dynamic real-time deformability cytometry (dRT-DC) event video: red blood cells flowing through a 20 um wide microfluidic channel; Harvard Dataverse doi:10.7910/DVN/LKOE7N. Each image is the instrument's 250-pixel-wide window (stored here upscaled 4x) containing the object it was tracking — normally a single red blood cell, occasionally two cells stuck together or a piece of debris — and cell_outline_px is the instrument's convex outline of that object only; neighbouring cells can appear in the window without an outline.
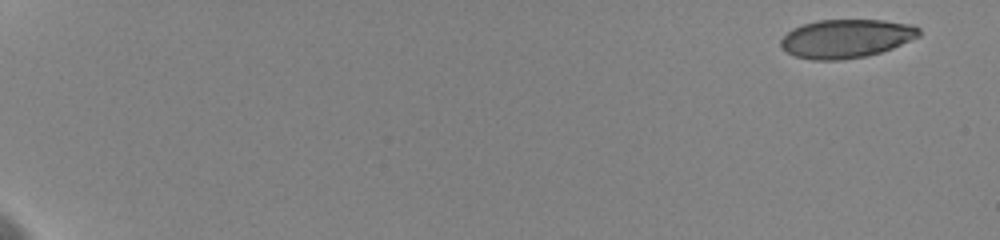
{"species": "human", "species_latin": "Homo sapiens", "temperature_condition": "cold", "stored_images_in_passage": 61, "camera_frame_rate_fps": 3000, "um_per_image_px": 0.085, "donor": {"sex": "female"}, "frame": {"image": 1, "passage_image": 1, "time_ms": 0.0, "image_size_px": [1000, 240], "cell_outline_px": [[920, 36], [892, 48], [880, 52], [864, 56], [840, 60], [812, 60], [796, 56], [788, 52], [780, 44], [780, 40], [792, 28], [804, 24], [820, 20], [884, 20], [912, 24], [920, 28]], "centroid_in_image_um": [71.95, 3.27], "position_along_channel_um": 13.1, "area_um2": 30.92}}
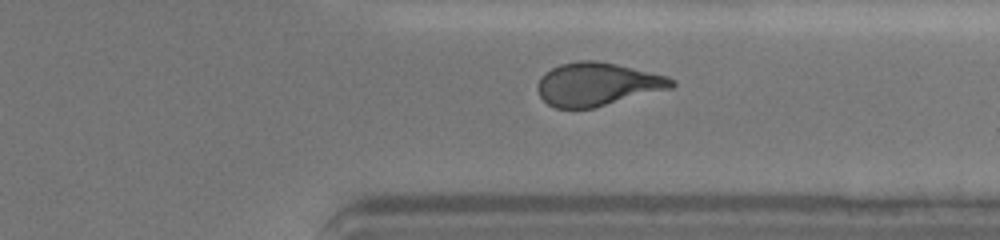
{"frame": {"image": 2, "passage_image": 46, "time_ms": 15.0, "image_size_px": [1000, 240], "cell_outline_px": [[676, 84], [672, 88], [592, 108], [556, 108], [548, 104], [540, 96], [536, 88], [536, 84], [540, 76], [544, 72], [560, 64], [576, 60], [596, 60], [616, 64], [668, 76], [676, 80]], "centroid_in_image_um": [50.75, 7.15], "position_along_channel_um": 360.6, "area_um2": 33.87}}
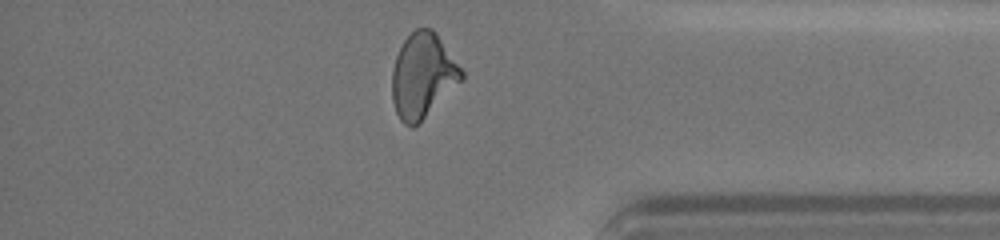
{"frame": {"image": 3, "passage_image": 53, "time_ms": 16.333, "image_size_px": [1000, 240], "cell_outline_px": [[464, 76], [412, 128], [404, 124], [400, 120], [396, 112], [392, 100], [392, 68], [396, 56], [404, 40], [416, 28], [432, 28], [436, 32], [464, 72]], "centroid_in_image_um": [35.89, 6.38], "position_along_channel_um": 399.3, "area_um2": 33.41}, "authors_computed_cell_mechanics": {"area_um2": 33.3506, "velocity_mm_per_s": 3.6389, "shape_relaxation_time_tau1_ms": 5.7204, "shape_relaxation_time_tau2_ms": 1.3961, "deformation_change_tau1": 0.1583, "deformation_change_tau2": 0.0665}}